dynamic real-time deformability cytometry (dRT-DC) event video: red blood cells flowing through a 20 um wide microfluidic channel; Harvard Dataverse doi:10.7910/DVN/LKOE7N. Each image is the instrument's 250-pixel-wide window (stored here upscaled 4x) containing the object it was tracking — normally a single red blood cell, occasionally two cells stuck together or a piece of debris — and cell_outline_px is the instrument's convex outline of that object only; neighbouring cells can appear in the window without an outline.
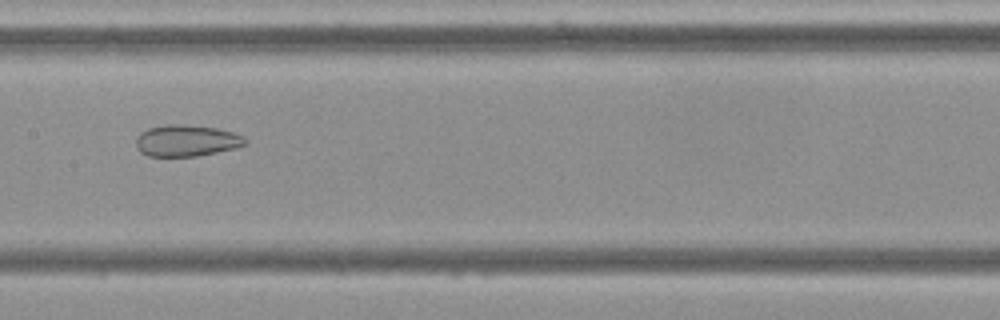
{"species": "Egyptian fruit bat (a non-hibernating species)", "species_latin": "Rousettus aegyptiacus", "temperature_condition": "cold", "stored_images_in_passage": 54, "camera_frame_rate_fps": 3000, "um_per_image_px": 0.085, "frame": {"image": 1, "passage_image": 27, "time_ms": 8.667, "image_size_px": [1000, 320], "cell_outline_px": [[248, 144], [236, 148], [196, 156], [148, 156], [140, 152], [136, 148], [136, 136], [140, 132], [148, 128], [164, 124], [180, 124], [216, 128], [232, 132], [244, 136], [248, 140]], "centroid_in_image_um": [15.84, 11.95], "position_along_channel_um": 191.6, "area_um2": 20.23}}
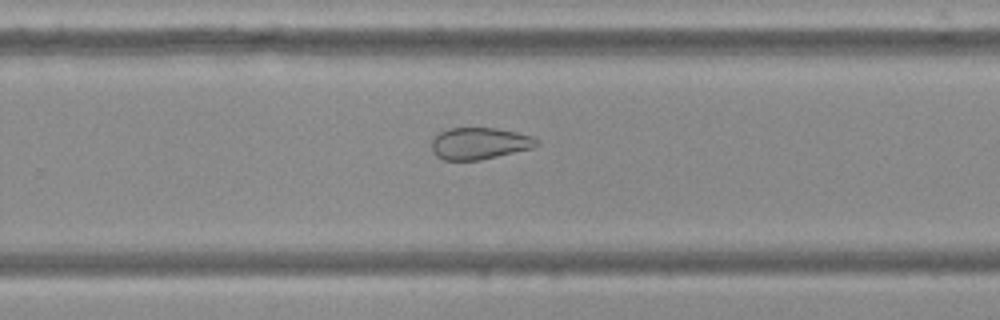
{"frame": {"image": 2, "passage_image": 35, "time_ms": 11.333, "image_size_px": [1000, 320], "cell_outline_px": [[540, 144], [532, 148], [480, 160], [444, 160], [436, 156], [432, 152], [432, 140], [440, 132], [448, 128], [496, 128], [516, 132], [532, 136], [540, 140]], "centroid_in_image_um": [40.76, 12.19], "position_along_channel_um": 289.0, "area_um2": 19.48}}
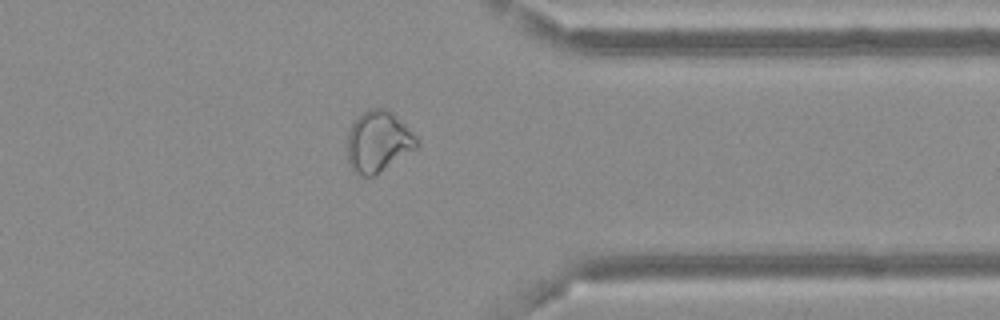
{"frame": {"image": 3, "passage_image": 43, "time_ms": 14.0, "image_size_px": [1000, 320], "cell_outline_px": [[420, 144], [416, 148], [372, 176], [360, 176], [352, 168], [348, 160], [348, 132], [356, 116], [368, 108], [384, 108], [392, 112], [416, 136]], "centroid_in_image_um": [32.13, 12.0], "position_along_channel_um": 379.3, "area_um2": 24.39}, "authors_computed_cell_mechanics": {"area_um2": 26.2123, "velocity_mm_per_s": 3.6639, "shape_relaxation_time_tau1_ms": null, "shape_relaxation_time_tau2_ms": 4.4464, "deformation_change_tau1": null, "deformation_change_tau2": 0.1084}}